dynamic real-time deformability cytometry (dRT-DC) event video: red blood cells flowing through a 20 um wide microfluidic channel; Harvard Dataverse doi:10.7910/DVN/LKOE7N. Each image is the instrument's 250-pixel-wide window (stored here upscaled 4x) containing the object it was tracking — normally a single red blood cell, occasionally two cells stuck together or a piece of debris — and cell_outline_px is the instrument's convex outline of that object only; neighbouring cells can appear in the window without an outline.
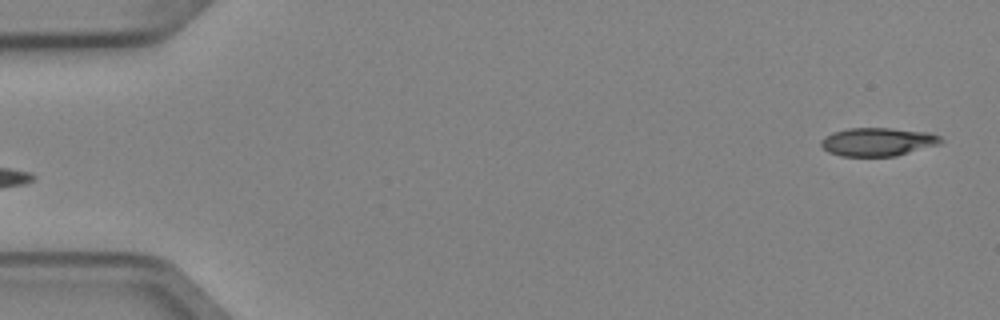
{"species": "Egyptian fruit bat (a non-hibernating species)", "species_latin": "Rousettus aegyptiacus", "temperature_condition": "cold", "stored_images_in_passage": 4, "segment_of_instrument_passage": [2, 2], "camera_frame_rate_fps": 3000, "um_per_image_px": 0.085, "animal": {"sex": "female"}, "frame": {"image": 1, "passage_image": 4, "time_ms": 1.0, "image_size_px": [1000, 320], "cell_outline_px": [[944, 140], [940, 144], [896, 156], [840, 156], [828, 152], [820, 144], [820, 140], [824, 136], [832, 132], [848, 128], [892, 128], [928, 132], [940, 136]], "centroid_in_image_um": [74.6, 12.05], "position_along_channel_um": 10.4, "area_um2": 19.94}}